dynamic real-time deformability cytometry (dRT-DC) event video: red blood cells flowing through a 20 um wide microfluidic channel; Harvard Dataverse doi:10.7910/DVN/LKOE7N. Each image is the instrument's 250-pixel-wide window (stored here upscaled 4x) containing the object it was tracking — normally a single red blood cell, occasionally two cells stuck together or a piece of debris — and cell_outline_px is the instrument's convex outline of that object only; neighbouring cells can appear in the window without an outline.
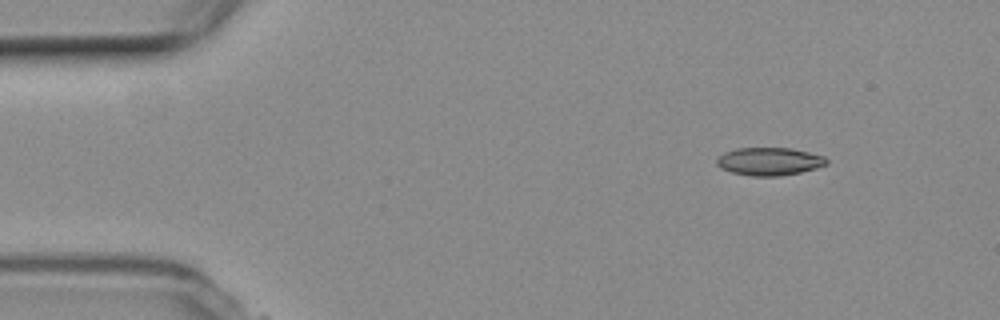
{"species": "common noctule bat (a hibernating species)", "species_latin": "Nyctalus noctula", "temperature_condition": "room temperature", "stored_images_in_passage": 2, "camera_frame_rate_fps": 3000, "um_per_image_px": 0.085, "animal": {"sex": "female", "body_mass_g": 19.3, "forearm_length_mm": 54.1}, "frame": {"image": 1, "passage_image": 1, "time_ms": 0.0, "image_size_px": [1000, 320], "cell_outline_px": [[828, 164], [816, 168], [800, 172], [780, 176], [752, 176], [732, 172], [720, 168], [716, 164], [716, 156], [724, 152], [736, 148], [792, 148], [824, 156], [828, 160]], "centroid_in_image_um": [65.36, 13.71], "position_along_channel_um": 19.6, "area_um2": 17.98}}